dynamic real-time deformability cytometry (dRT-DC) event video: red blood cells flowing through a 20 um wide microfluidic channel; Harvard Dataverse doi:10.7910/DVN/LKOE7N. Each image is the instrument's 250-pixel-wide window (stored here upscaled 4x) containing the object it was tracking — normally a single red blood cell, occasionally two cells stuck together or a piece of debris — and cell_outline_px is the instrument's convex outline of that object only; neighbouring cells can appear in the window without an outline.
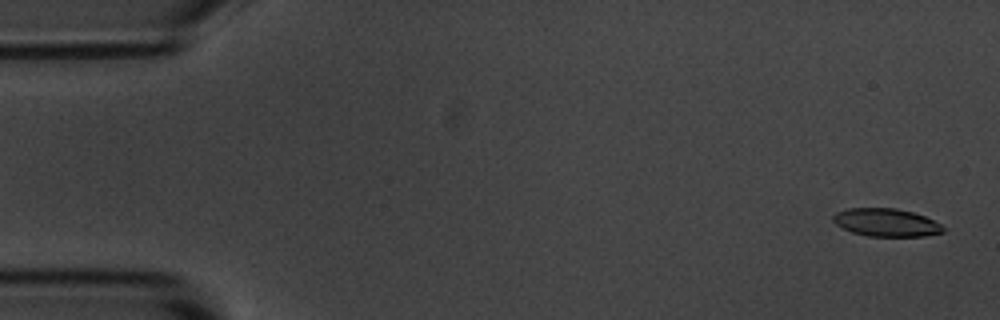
{"species": "common noctule bat (a hibernating species)", "species_latin": "Nyctalus noctula", "temperature_condition": "room temperature", "stored_images_in_passage": 55, "camera_frame_rate_fps": 3000, "um_per_image_px": 0.085, "animal": {"sex": "male", "body_mass_g": 20.1, "forearm_length_mm": 53.5}, "frame": {"image": 1, "passage_image": 2, "time_ms": 0.333, "image_size_px": [1000, 320], "cell_outline_px": [[944, 232], [924, 236], [868, 236], [852, 232], [836, 224], [832, 220], [832, 216], [836, 212], [848, 208], [896, 208], [912, 212], [924, 216], [940, 224], [944, 228]], "centroid_in_image_um": [75.31, 18.91], "position_along_channel_um": 9.7, "area_um2": 17.8}}
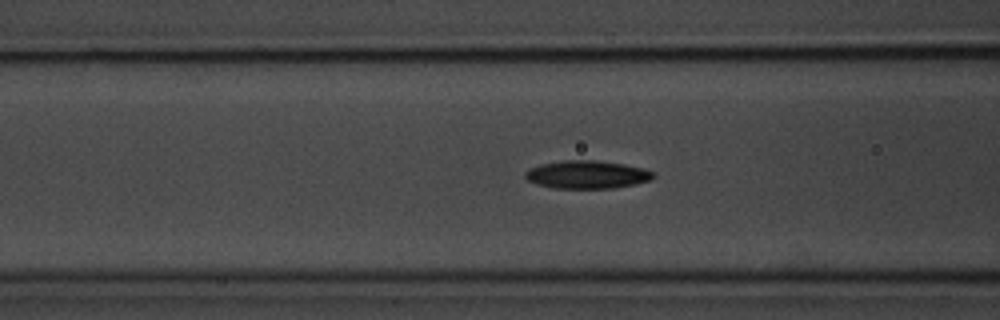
{"frame": {"image": 2, "passage_image": 21, "time_ms": 6.667, "image_size_px": [1000, 320], "cell_outline_px": [[656, 176], [652, 180], [636, 184], [612, 188], [552, 188], [536, 184], [528, 180], [524, 176], [524, 172], [528, 168], [540, 164], [564, 160], [596, 160], [624, 164], [644, 168], [656, 172]], "centroid_in_image_um": [49.92, 14.83], "position_along_channel_um": 116.7, "area_um2": 21.21}}
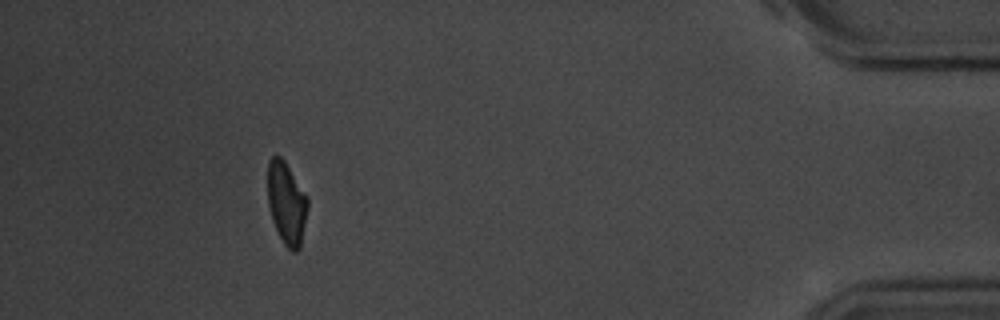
{"frame": {"image": 3, "passage_image": 50, "time_ms": 16.333, "image_size_px": [1000, 320], "cell_outline_px": [[308, 208], [300, 248], [296, 252], [292, 252], [284, 244], [272, 220], [268, 204], [268, 160], [276, 152], [284, 160], [308, 196]], "centroid_in_image_um": [24.36, 17.24], "position_along_channel_um": 410.8, "area_um2": 19.36}, "authors_computed_cell_mechanics": {"area_um2": 19.8254, "velocity_mm_per_s": 3.6638, "shape_relaxation_time_tau1_ms": 4.3158, "shape_relaxation_time_tau2_ms": 4.2058, "deformation_change_tau1": 0.1378, "deformation_change_tau2": 0.1053}}